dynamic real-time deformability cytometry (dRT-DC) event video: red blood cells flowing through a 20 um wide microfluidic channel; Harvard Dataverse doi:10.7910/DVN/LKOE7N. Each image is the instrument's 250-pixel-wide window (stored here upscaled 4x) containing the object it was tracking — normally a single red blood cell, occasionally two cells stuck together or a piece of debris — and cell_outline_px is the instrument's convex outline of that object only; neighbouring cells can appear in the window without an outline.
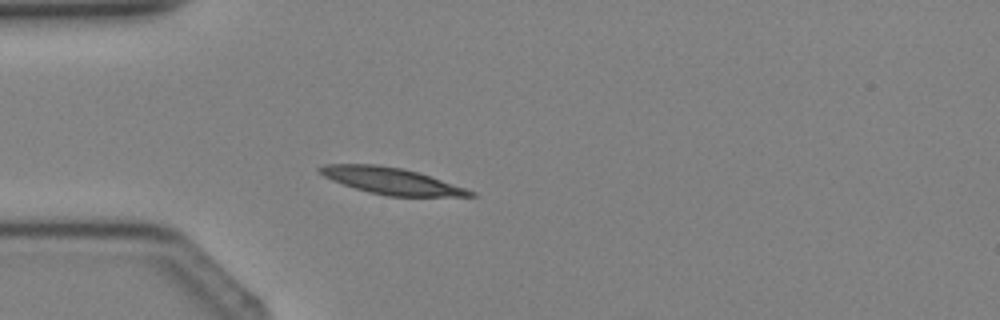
{"species": "Egyptian fruit bat (a non-hibernating species)", "species_latin": "Rousettus aegyptiacus", "temperature_condition": "cold", "stored_images_in_passage": 2, "camera_frame_rate_fps": 3000, "um_per_image_px": 0.085, "animal": {"sex": "female"}, "frame": {"image": 1, "passage_image": 2, "time_ms": 1.0, "image_size_px": [1000, 320], "cell_outline_px": [[476, 196], [388, 196], [368, 192], [332, 180], [324, 176], [316, 168], [324, 164], [376, 164], [404, 168], [476, 192]], "centroid_in_image_um": [33.21, 15.37], "position_along_channel_um": 51.8, "area_um2": 22.83}}